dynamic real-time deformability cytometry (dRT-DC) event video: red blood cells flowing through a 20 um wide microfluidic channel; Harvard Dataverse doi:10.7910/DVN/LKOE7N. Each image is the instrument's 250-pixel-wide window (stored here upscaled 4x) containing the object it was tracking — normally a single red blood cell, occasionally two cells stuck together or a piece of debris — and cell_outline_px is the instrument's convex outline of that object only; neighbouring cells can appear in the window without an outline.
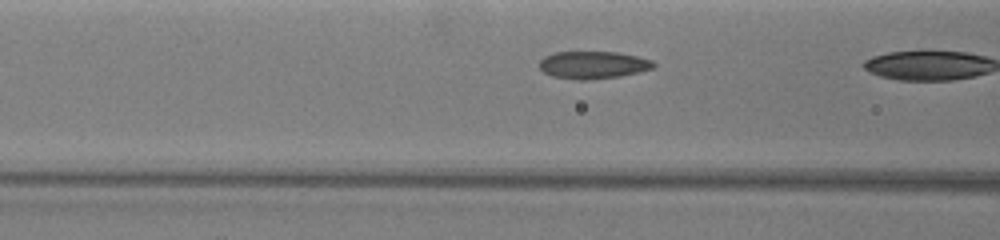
{"species": "common noctule bat (a hibernating species)", "species_latin": "Nyctalus noctula", "temperature_condition": "warm", "stored_images_in_passage": 7, "camera_frame_rate_fps": 3000, "um_per_image_px": 0.085, "animal": {"sex": "female", "body_mass_g": 19.5, "forearm_length_mm": 54.1}, "frame": {"image": 1, "passage_image": 5, "time_ms": 1.333, "image_size_px": [1000, 240], "cell_outline_px": [[656, 64], [652, 68], [620, 76], [584, 80], [576, 80], [552, 76], [544, 72], [540, 68], [540, 60], [544, 56], [556, 52], [616, 52], [636, 56], [652, 60]], "centroid_in_image_um": [50.38, 5.52], "position_along_channel_um": 116.2, "area_um2": 18.09}}